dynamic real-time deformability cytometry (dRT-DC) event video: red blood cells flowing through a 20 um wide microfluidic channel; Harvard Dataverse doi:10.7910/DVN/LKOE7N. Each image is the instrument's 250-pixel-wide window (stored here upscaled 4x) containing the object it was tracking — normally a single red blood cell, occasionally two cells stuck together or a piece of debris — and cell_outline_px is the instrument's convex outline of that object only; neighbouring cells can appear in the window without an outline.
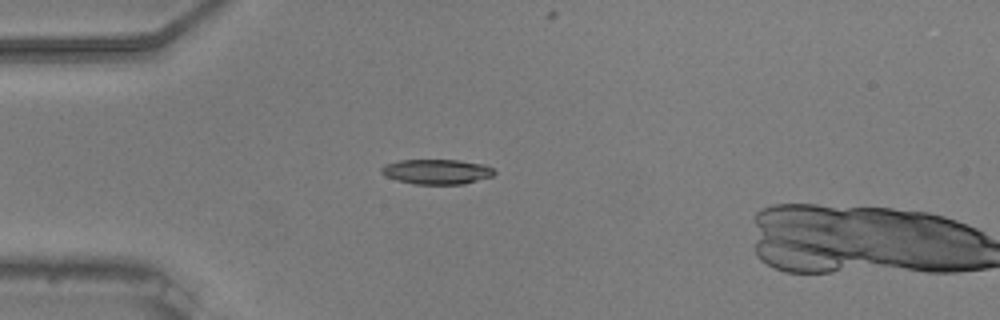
{"species": "common noctule bat (a hibernating species)", "species_latin": "Nyctalus noctula", "temperature_condition": "warm", "stored_images_in_passage": 40, "camera_frame_rate_fps": 3000, "um_per_image_px": 0.085, "animal": {"sex": "male", "body_mass_g": 20.5, "forearm_length_mm": 52.5}, "frame": {"image": 1, "passage_image": 2, "time_ms": 0.333, "image_size_px": [1000, 320], "cell_outline_px": [[496, 172], [492, 176], [464, 184], [416, 184], [396, 180], [380, 172], [380, 168], [384, 164], [400, 160], [460, 160], [484, 164], [492, 168]], "centroid_in_image_um": [37.12, 14.58], "position_along_channel_um": 47.9, "area_um2": 16.42}}
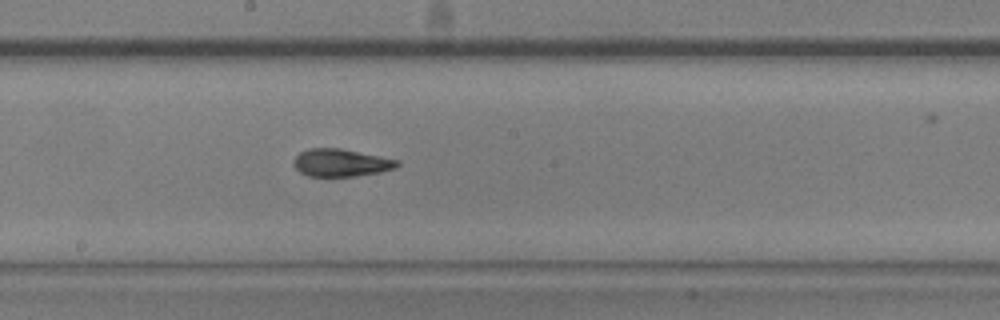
{"frame": {"image": 2, "passage_image": 17, "time_ms": 5.333, "image_size_px": [1000, 320], "cell_outline_px": [[400, 164], [396, 168], [380, 172], [356, 176], [308, 176], [300, 172], [292, 164], [292, 160], [300, 152], [308, 148], [340, 148], [400, 160]], "centroid_in_image_um": [28.98, 13.83], "position_along_channel_um": 219.2, "area_um2": 16.76}}
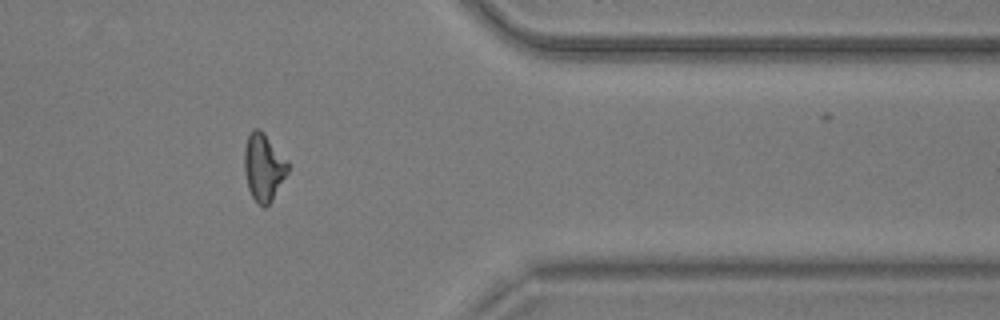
{"frame": {"image": 3, "passage_image": 32, "time_ms": 10.333, "image_size_px": [1000, 320], "cell_outline_px": [[288, 172], [272, 200], [264, 208], [252, 196], [248, 188], [244, 172], [244, 148], [248, 136], [252, 128], [260, 128], [264, 132], [288, 160]], "centroid_in_image_um": [22.4, 14.17], "position_along_channel_um": 389.0, "area_um2": 17.17}, "authors_computed_cell_mechanics": {"area_um2": 16.6464, "velocity_mm_per_s": 3.7211, "shape_relaxation_time_tau1_ms": 10.2927, "shape_relaxation_time_tau2_ms": 2.1232, "deformation_change_tau1": 0.2414, "deformation_change_tau2": 0.0973}}